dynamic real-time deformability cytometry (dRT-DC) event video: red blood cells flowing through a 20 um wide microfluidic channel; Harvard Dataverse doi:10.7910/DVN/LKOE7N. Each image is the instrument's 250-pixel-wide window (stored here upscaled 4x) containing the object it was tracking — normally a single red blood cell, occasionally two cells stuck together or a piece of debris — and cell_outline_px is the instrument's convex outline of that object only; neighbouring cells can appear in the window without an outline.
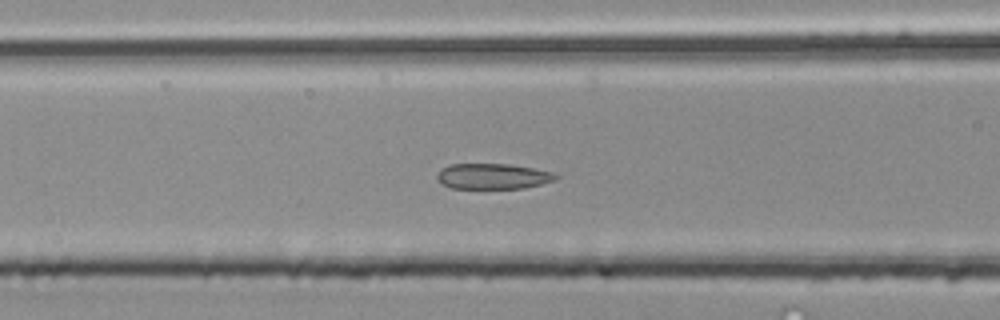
{"species": "common noctule bat (a hibernating species)", "species_latin": "Nyctalus noctula", "temperature_condition": "room temperature", "stored_images_in_passage": 49, "segment_of_instrument_passage": [2, 2], "camera_frame_rate_fps": 3000, "um_per_image_px": 0.085, "animal": {"sex": "male", "body_mass_g": 20.4}, "frame": {"image": 1, "passage_image": 18, "time_ms": 5.667, "image_size_px": [1000, 320], "cell_outline_px": [[560, 176], [556, 180], [524, 188], [452, 188], [440, 184], [436, 180], [436, 176], [444, 168], [452, 164], [508, 164], [556, 172]], "centroid_in_image_um": [41.93, 14.99], "position_along_channel_um": 124.7, "area_um2": 17.69}}
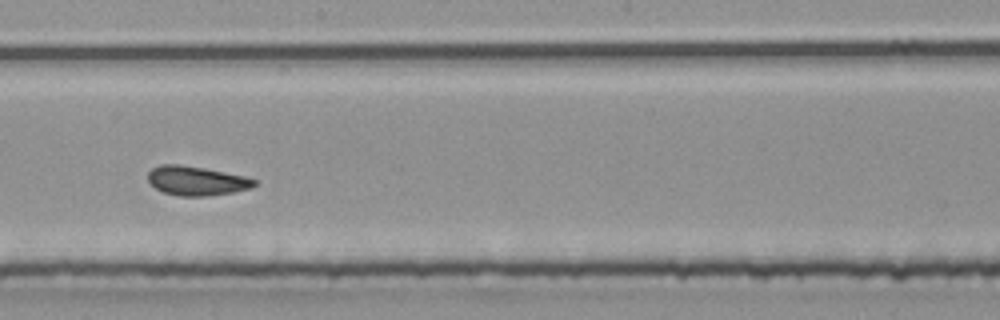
{"frame": {"image": 2, "passage_image": 26, "time_ms": 8.333, "image_size_px": [1000, 320], "cell_outline_px": [[256, 184], [248, 188], [232, 192], [208, 196], [180, 196], [164, 192], [156, 188], [148, 180], [148, 172], [152, 168], [160, 164], [180, 164], [204, 168], [244, 176], [256, 180]], "centroid_in_image_um": [16.66, 15.36], "position_along_channel_um": 231.5, "area_um2": 17.92}}
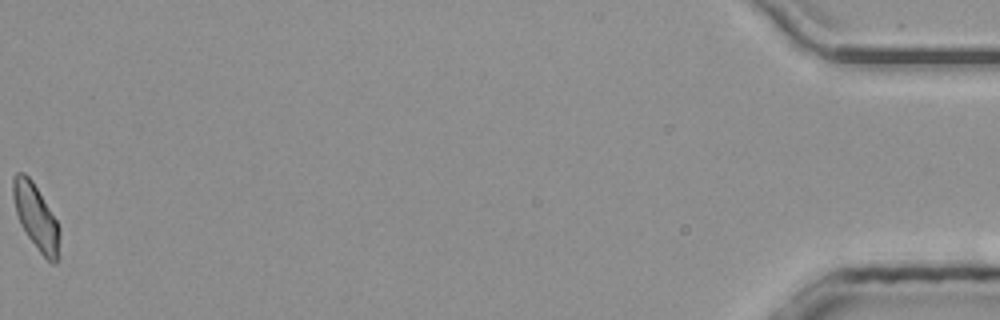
{"frame": {"image": 3, "passage_image": 49, "time_ms": 16.0, "image_size_px": [1000, 320], "cell_outline_px": [[60, 236], [56, 264], [52, 264], [40, 252], [28, 236], [20, 224], [16, 212], [12, 196], [12, 180], [16, 172], [24, 172], [32, 180], [56, 220], [60, 228]], "centroid_in_image_um": [3.04, 18.41], "position_along_channel_um": 432.2, "area_um2": 17.51}}